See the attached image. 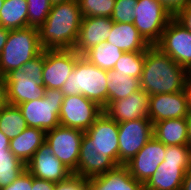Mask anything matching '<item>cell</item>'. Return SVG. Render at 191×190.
I'll return each instance as SVG.
<instances>
[{"mask_svg": "<svg viewBox=\"0 0 191 190\" xmlns=\"http://www.w3.org/2000/svg\"><path fill=\"white\" fill-rule=\"evenodd\" d=\"M114 21L109 17H83L74 50L83 56L89 49L104 43Z\"/></svg>", "mask_w": 191, "mask_h": 190, "instance_id": "20", "label": "cell"}, {"mask_svg": "<svg viewBox=\"0 0 191 190\" xmlns=\"http://www.w3.org/2000/svg\"><path fill=\"white\" fill-rule=\"evenodd\" d=\"M51 5L54 6V5H57V4H61V3H64V2H67V1H70V0H49Z\"/></svg>", "mask_w": 191, "mask_h": 190, "instance_id": "46", "label": "cell"}, {"mask_svg": "<svg viewBox=\"0 0 191 190\" xmlns=\"http://www.w3.org/2000/svg\"><path fill=\"white\" fill-rule=\"evenodd\" d=\"M81 55L74 49L44 50L43 85L61 89Z\"/></svg>", "mask_w": 191, "mask_h": 190, "instance_id": "12", "label": "cell"}, {"mask_svg": "<svg viewBox=\"0 0 191 190\" xmlns=\"http://www.w3.org/2000/svg\"><path fill=\"white\" fill-rule=\"evenodd\" d=\"M119 166L129 162L153 137V123L149 118L118 123Z\"/></svg>", "mask_w": 191, "mask_h": 190, "instance_id": "10", "label": "cell"}, {"mask_svg": "<svg viewBox=\"0 0 191 190\" xmlns=\"http://www.w3.org/2000/svg\"><path fill=\"white\" fill-rule=\"evenodd\" d=\"M4 1H5V0H0V10H1L3 4H4Z\"/></svg>", "mask_w": 191, "mask_h": 190, "instance_id": "47", "label": "cell"}, {"mask_svg": "<svg viewBox=\"0 0 191 190\" xmlns=\"http://www.w3.org/2000/svg\"><path fill=\"white\" fill-rule=\"evenodd\" d=\"M186 69L155 45L145 51L140 78L141 88L149 95L176 93L186 89Z\"/></svg>", "mask_w": 191, "mask_h": 190, "instance_id": "1", "label": "cell"}, {"mask_svg": "<svg viewBox=\"0 0 191 190\" xmlns=\"http://www.w3.org/2000/svg\"><path fill=\"white\" fill-rule=\"evenodd\" d=\"M187 121V128H188V136H187V146L189 147L191 151V109L188 112V115L186 116Z\"/></svg>", "mask_w": 191, "mask_h": 190, "instance_id": "43", "label": "cell"}, {"mask_svg": "<svg viewBox=\"0 0 191 190\" xmlns=\"http://www.w3.org/2000/svg\"><path fill=\"white\" fill-rule=\"evenodd\" d=\"M26 170L36 178L54 183L67 179L73 173L53 155L46 141L26 163Z\"/></svg>", "mask_w": 191, "mask_h": 190, "instance_id": "15", "label": "cell"}, {"mask_svg": "<svg viewBox=\"0 0 191 190\" xmlns=\"http://www.w3.org/2000/svg\"><path fill=\"white\" fill-rule=\"evenodd\" d=\"M174 18L191 32V3L187 7L180 10Z\"/></svg>", "mask_w": 191, "mask_h": 190, "instance_id": "37", "label": "cell"}, {"mask_svg": "<svg viewBox=\"0 0 191 190\" xmlns=\"http://www.w3.org/2000/svg\"><path fill=\"white\" fill-rule=\"evenodd\" d=\"M104 109L83 95L64 96L59 112L60 125L88 130Z\"/></svg>", "mask_w": 191, "mask_h": 190, "instance_id": "11", "label": "cell"}, {"mask_svg": "<svg viewBox=\"0 0 191 190\" xmlns=\"http://www.w3.org/2000/svg\"><path fill=\"white\" fill-rule=\"evenodd\" d=\"M189 107L187 89L176 93L156 94L149 97L148 118L152 123L175 118H186Z\"/></svg>", "mask_w": 191, "mask_h": 190, "instance_id": "16", "label": "cell"}, {"mask_svg": "<svg viewBox=\"0 0 191 190\" xmlns=\"http://www.w3.org/2000/svg\"><path fill=\"white\" fill-rule=\"evenodd\" d=\"M88 190H145L144 183L137 181L125 165L87 179Z\"/></svg>", "mask_w": 191, "mask_h": 190, "instance_id": "21", "label": "cell"}, {"mask_svg": "<svg viewBox=\"0 0 191 190\" xmlns=\"http://www.w3.org/2000/svg\"><path fill=\"white\" fill-rule=\"evenodd\" d=\"M173 17L158 0H137L132 23L150 45H155Z\"/></svg>", "mask_w": 191, "mask_h": 190, "instance_id": "8", "label": "cell"}, {"mask_svg": "<svg viewBox=\"0 0 191 190\" xmlns=\"http://www.w3.org/2000/svg\"><path fill=\"white\" fill-rule=\"evenodd\" d=\"M186 89L189 96V107L191 109V82H187Z\"/></svg>", "mask_w": 191, "mask_h": 190, "instance_id": "44", "label": "cell"}, {"mask_svg": "<svg viewBox=\"0 0 191 190\" xmlns=\"http://www.w3.org/2000/svg\"><path fill=\"white\" fill-rule=\"evenodd\" d=\"M10 139L0 131V152H7L9 150Z\"/></svg>", "mask_w": 191, "mask_h": 190, "instance_id": "41", "label": "cell"}, {"mask_svg": "<svg viewBox=\"0 0 191 190\" xmlns=\"http://www.w3.org/2000/svg\"><path fill=\"white\" fill-rule=\"evenodd\" d=\"M33 176L25 170L21 176L0 190H32Z\"/></svg>", "mask_w": 191, "mask_h": 190, "instance_id": "35", "label": "cell"}, {"mask_svg": "<svg viewBox=\"0 0 191 190\" xmlns=\"http://www.w3.org/2000/svg\"><path fill=\"white\" fill-rule=\"evenodd\" d=\"M32 190H55V183L33 176Z\"/></svg>", "mask_w": 191, "mask_h": 190, "instance_id": "38", "label": "cell"}, {"mask_svg": "<svg viewBox=\"0 0 191 190\" xmlns=\"http://www.w3.org/2000/svg\"><path fill=\"white\" fill-rule=\"evenodd\" d=\"M84 131L62 125L46 131L45 141L53 151V155L73 173L77 171L80 145Z\"/></svg>", "mask_w": 191, "mask_h": 190, "instance_id": "9", "label": "cell"}, {"mask_svg": "<svg viewBox=\"0 0 191 190\" xmlns=\"http://www.w3.org/2000/svg\"><path fill=\"white\" fill-rule=\"evenodd\" d=\"M27 127L18 106L6 103L0 108V131L10 140L21 134Z\"/></svg>", "mask_w": 191, "mask_h": 190, "instance_id": "28", "label": "cell"}, {"mask_svg": "<svg viewBox=\"0 0 191 190\" xmlns=\"http://www.w3.org/2000/svg\"><path fill=\"white\" fill-rule=\"evenodd\" d=\"M64 100L61 89L45 88V94L18 106L27 126L49 131L60 125L59 112Z\"/></svg>", "mask_w": 191, "mask_h": 190, "instance_id": "7", "label": "cell"}, {"mask_svg": "<svg viewBox=\"0 0 191 190\" xmlns=\"http://www.w3.org/2000/svg\"><path fill=\"white\" fill-rule=\"evenodd\" d=\"M153 136L166 146H187L186 118L164 119L153 123Z\"/></svg>", "mask_w": 191, "mask_h": 190, "instance_id": "23", "label": "cell"}, {"mask_svg": "<svg viewBox=\"0 0 191 190\" xmlns=\"http://www.w3.org/2000/svg\"><path fill=\"white\" fill-rule=\"evenodd\" d=\"M186 79L187 82H191V64L186 68Z\"/></svg>", "mask_w": 191, "mask_h": 190, "instance_id": "45", "label": "cell"}, {"mask_svg": "<svg viewBox=\"0 0 191 190\" xmlns=\"http://www.w3.org/2000/svg\"><path fill=\"white\" fill-rule=\"evenodd\" d=\"M118 165L108 156H104L84 133L80 145V154L77 162V171L74 173L85 179L106 173Z\"/></svg>", "mask_w": 191, "mask_h": 190, "instance_id": "18", "label": "cell"}, {"mask_svg": "<svg viewBox=\"0 0 191 190\" xmlns=\"http://www.w3.org/2000/svg\"><path fill=\"white\" fill-rule=\"evenodd\" d=\"M46 132L40 128L27 127L10 140L9 150L23 163H27L37 149L45 142Z\"/></svg>", "mask_w": 191, "mask_h": 190, "instance_id": "24", "label": "cell"}, {"mask_svg": "<svg viewBox=\"0 0 191 190\" xmlns=\"http://www.w3.org/2000/svg\"><path fill=\"white\" fill-rule=\"evenodd\" d=\"M106 42L124 52L146 51L151 46L133 23L114 22Z\"/></svg>", "mask_w": 191, "mask_h": 190, "instance_id": "22", "label": "cell"}, {"mask_svg": "<svg viewBox=\"0 0 191 190\" xmlns=\"http://www.w3.org/2000/svg\"><path fill=\"white\" fill-rule=\"evenodd\" d=\"M8 35H9V30L0 26V54L2 52L4 45L6 44Z\"/></svg>", "mask_w": 191, "mask_h": 190, "instance_id": "42", "label": "cell"}, {"mask_svg": "<svg viewBox=\"0 0 191 190\" xmlns=\"http://www.w3.org/2000/svg\"><path fill=\"white\" fill-rule=\"evenodd\" d=\"M165 151L166 145L153 136L125 166L134 179L145 183L164 161Z\"/></svg>", "mask_w": 191, "mask_h": 190, "instance_id": "14", "label": "cell"}, {"mask_svg": "<svg viewBox=\"0 0 191 190\" xmlns=\"http://www.w3.org/2000/svg\"><path fill=\"white\" fill-rule=\"evenodd\" d=\"M0 26L8 30L27 28V0H5L0 10Z\"/></svg>", "mask_w": 191, "mask_h": 190, "instance_id": "25", "label": "cell"}, {"mask_svg": "<svg viewBox=\"0 0 191 190\" xmlns=\"http://www.w3.org/2000/svg\"><path fill=\"white\" fill-rule=\"evenodd\" d=\"M43 65L44 50L34 59L23 64L20 69L13 70L4 77L8 104L17 106L44 96Z\"/></svg>", "mask_w": 191, "mask_h": 190, "instance_id": "4", "label": "cell"}, {"mask_svg": "<svg viewBox=\"0 0 191 190\" xmlns=\"http://www.w3.org/2000/svg\"><path fill=\"white\" fill-rule=\"evenodd\" d=\"M82 18L77 0L52 6L46 21L38 28L43 50L73 49Z\"/></svg>", "mask_w": 191, "mask_h": 190, "instance_id": "2", "label": "cell"}, {"mask_svg": "<svg viewBox=\"0 0 191 190\" xmlns=\"http://www.w3.org/2000/svg\"><path fill=\"white\" fill-rule=\"evenodd\" d=\"M181 190H191V166L185 172L184 179L182 182Z\"/></svg>", "mask_w": 191, "mask_h": 190, "instance_id": "40", "label": "cell"}, {"mask_svg": "<svg viewBox=\"0 0 191 190\" xmlns=\"http://www.w3.org/2000/svg\"><path fill=\"white\" fill-rule=\"evenodd\" d=\"M6 103V81L4 77L0 76V108Z\"/></svg>", "mask_w": 191, "mask_h": 190, "instance_id": "39", "label": "cell"}, {"mask_svg": "<svg viewBox=\"0 0 191 190\" xmlns=\"http://www.w3.org/2000/svg\"><path fill=\"white\" fill-rule=\"evenodd\" d=\"M124 51L109 42L99 43L89 49L83 56L95 66L103 70H113Z\"/></svg>", "mask_w": 191, "mask_h": 190, "instance_id": "27", "label": "cell"}, {"mask_svg": "<svg viewBox=\"0 0 191 190\" xmlns=\"http://www.w3.org/2000/svg\"><path fill=\"white\" fill-rule=\"evenodd\" d=\"M173 16L184 7H187L191 0H158Z\"/></svg>", "mask_w": 191, "mask_h": 190, "instance_id": "36", "label": "cell"}, {"mask_svg": "<svg viewBox=\"0 0 191 190\" xmlns=\"http://www.w3.org/2000/svg\"><path fill=\"white\" fill-rule=\"evenodd\" d=\"M103 152L119 166V140L118 123L112 120L106 113L101 114L93 125L84 132Z\"/></svg>", "mask_w": 191, "mask_h": 190, "instance_id": "17", "label": "cell"}, {"mask_svg": "<svg viewBox=\"0 0 191 190\" xmlns=\"http://www.w3.org/2000/svg\"><path fill=\"white\" fill-rule=\"evenodd\" d=\"M137 0H115L111 19L119 23H132Z\"/></svg>", "mask_w": 191, "mask_h": 190, "instance_id": "33", "label": "cell"}, {"mask_svg": "<svg viewBox=\"0 0 191 190\" xmlns=\"http://www.w3.org/2000/svg\"><path fill=\"white\" fill-rule=\"evenodd\" d=\"M55 190H88L87 179L72 173L67 179L55 183Z\"/></svg>", "mask_w": 191, "mask_h": 190, "instance_id": "34", "label": "cell"}, {"mask_svg": "<svg viewBox=\"0 0 191 190\" xmlns=\"http://www.w3.org/2000/svg\"><path fill=\"white\" fill-rule=\"evenodd\" d=\"M107 83L106 70L91 64L81 56L61 91L64 96L83 95L105 110L108 107Z\"/></svg>", "mask_w": 191, "mask_h": 190, "instance_id": "3", "label": "cell"}, {"mask_svg": "<svg viewBox=\"0 0 191 190\" xmlns=\"http://www.w3.org/2000/svg\"><path fill=\"white\" fill-rule=\"evenodd\" d=\"M149 97L141 88L126 98L113 101L104 113L117 123L148 118Z\"/></svg>", "mask_w": 191, "mask_h": 190, "instance_id": "19", "label": "cell"}, {"mask_svg": "<svg viewBox=\"0 0 191 190\" xmlns=\"http://www.w3.org/2000/svg\"><path fill=\"white\" fill-rule=\"evenodd\" d=\"M82 17H111L115 0H77Z\"/></svg>", "mask_w": 191, "mask_h": 190, "instance_id": "31", "label": "cell"}, {"mask_svg": "<svg viewBox=\"0 0 191 190\" xmlns=\"http://www.w3.org/2000/svg\"><path fill=\"white\" fill-rule=\"evenodd\" d=\"M108 106L116 100H121L141 89L140 80L129 75L118 74L115 70H106Z\"/></svg>", "mask_w": 191, "mask_h": 190, "instance_id": "26", "label": "cell"}, {"mask_svg": "<svg viewBox=\"0 0 191 190\" xmlns=\"http://www.w3.org/2000/svg\"><path fill=\"white\" fill-rule=\"evenodd\" d=\"M43 52L38 28L27 27L9 30V35L0 54V76L5 77L18 70L28 61Z\"/></svg>", "mask_w": 191, "mask_h": 190, "instance_id": "5", "label": "cell"}, {"mask_svg": "<svg viewBox=\"0 0 191 190\" xmlns=\"http://www.w3.org/2000/svg\"><path fill=\"white\" fill-rule=\"evenodd\" d=\"M28 3V27L39 28L51 11L49 0H27Z\"/></svg>", "mask_w": 191, "mask_h": 190, "instance_id": "32", "label": "cell"}, {"mask_svg": "<svg viewBox=\"0 0 191 190\" xmlns=\"http://www.w3.org/2000/svg\"><path fill=\"white\" fill-rule=\"evenodd\" d=\"M145 61V51L124 52L113 70L118 74L129 75L140 80Z\"/></svg>", "mask_w": 191, "mask_h": 190, "instance_id": "30", "label": "cell"}, {"mask_svg": "<svg viewBox=\"0 0 191 190\" xmlns=\"http://www.w3.org/2000/svg\"><path fill=\"white\" fill-rule=\"evenodd\" d=\"M26 170V164L10 150L0 152V189L15 181Z\"/></svg>", "mask_w": 191, "mask_h": 190, "instance_id": "29", "label": "cell"}, {"mask_svg": "<svg viewBox=\"0 0 191 190\" xmlns=\"http://www.w3.org/2000/svg\"><path fill=\"white\" fill-rule=\"evenodd\" d=\"M155 46L181 67L186 69L191 64V32L174 17L168 22Z\"/></svg>", "mask_w": 191, "mask_h": 190, "instance_id": "13", "label": "cell"}, {"mask_svg": "<svg viewBox=\"0 0 191 190\" xmlns=\"http://www.w3.org/2000/svg\"><path fill=\"white\" fill-rule=\"evenodd\" d=\"M191 166L188 146H166L164 161L144 183L145 190H181L185 172Z\"/></svg>", "mask_w": 191, "mask_h": 190, "instance_id": "6", "label": "cell"}]
</instances>
